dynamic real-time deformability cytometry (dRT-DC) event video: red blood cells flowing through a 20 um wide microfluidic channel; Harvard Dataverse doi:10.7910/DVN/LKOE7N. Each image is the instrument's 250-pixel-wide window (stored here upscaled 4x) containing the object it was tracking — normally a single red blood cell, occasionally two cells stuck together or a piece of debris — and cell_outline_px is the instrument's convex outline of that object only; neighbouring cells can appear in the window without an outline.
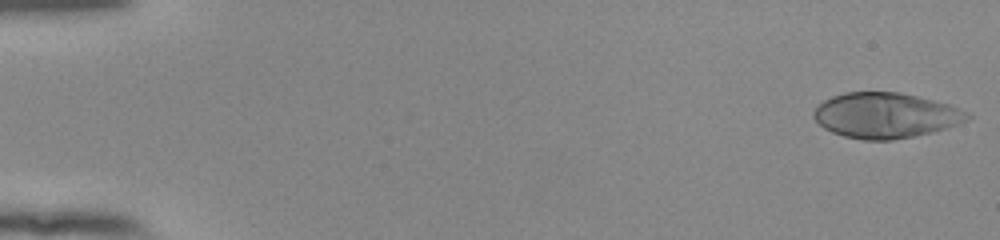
{"species": "human", "species_latin": "Homo sapiens", "temperature_condition": "room temperature", "stored_images_in_passage": 53, "camera_frame_rate_fps": 3000, "um_per_image_px": 0.085, "donor": {"sex": "female"}, "frame": {"image": 1, "passage_image": 1, "time_ms": 0.0, "image_size_px": [1000, 240], "cell_outline_px": [[972, 116], [968, 120], [948, 128], [932, 132], [892, 140], [864, 140], [844, 136], [832, 132], [824, 128], [812, 116], [812, 112], [824, 100], [832, 96], [844, 92], [900, 92], [948, 104], [960, 108], [968, 112]], "centroid_in_image_um": [75.28, 9.81], "position_along_channel_um": 9.7, "area_um2": 40.58}}
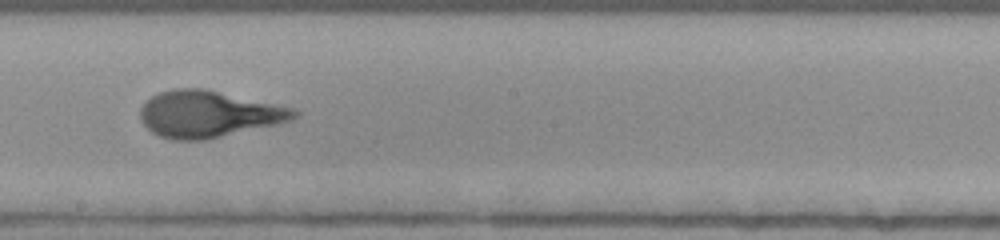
{"frame": {"image": 2, "passage_image": 31, "time_ms": 10.0, "image_size_px": [1000, 240], "cell_outline_px": [[300, 116], [292, 120], [276, 124], [204, 140], [172, 140], [160, 136], [152, 132], [140, 120], [140, 108], [152, 96], [160, 92], [172, 88], [204, 88], [296, 108], [300, 112]], "centroid_in_image_um": [17.75, 9.69], "position_along_channel_um": 230.5, "area_um2": 41.85}}
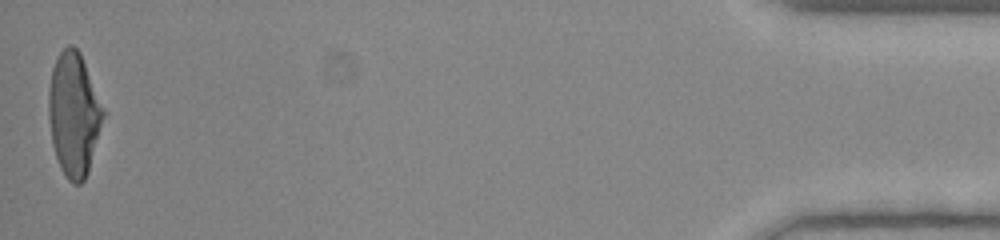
{"frame": {"image": 3, "passage_image": 53, "time_ms": 17.333, "image_size_px": [1000, 240], "cell_outline_px": [[108, 112], [88, 172], [84, 180], [80, 184], [72, 184], [64, 176], [60, 168], [52, 144], [48, 116], [48, 92], [52, 68], [56, 56], [68, 44], [72, 44], [80, 52]], "centroid_in_image_um": [6.32, 9.71], "position_along_channel_um": 428.9, "area_um2": 40.58}, "authors_computed_cell_mechanics": {"area_um2": 40.2288, "velocity_mm_per_s": 3.8762, "shape_relaxation_time_tau1_ms": 4.0917, "shape_relaxation_time_tau2_ms": null, "deformation_change_tau1": 0.2255, "deformation_change_tau2": null}}